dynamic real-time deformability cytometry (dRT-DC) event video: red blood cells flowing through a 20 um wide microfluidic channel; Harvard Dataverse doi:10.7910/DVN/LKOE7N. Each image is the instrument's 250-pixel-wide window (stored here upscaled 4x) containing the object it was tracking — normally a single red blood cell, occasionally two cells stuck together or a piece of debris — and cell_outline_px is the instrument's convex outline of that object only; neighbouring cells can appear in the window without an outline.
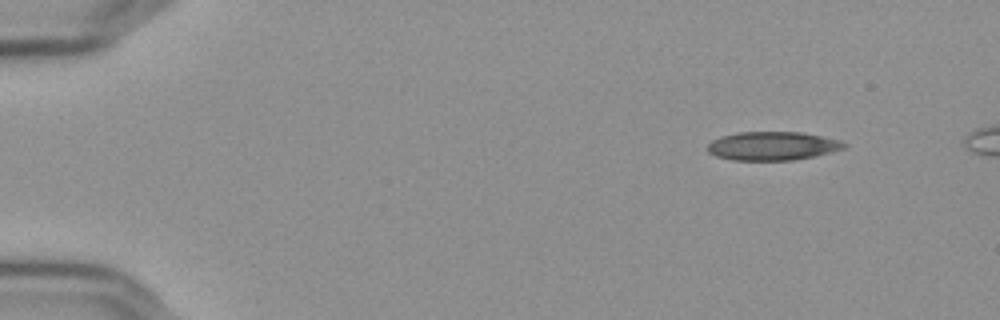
{"species": "Egyptian fruit bat (a non-hibernating species)", "species_latin": "Rousettus aegyptiacus", "temperature_condition": "cold", "stored_images_in_passage": 50, "camera_frame_rate_fps": 3000, "um_per_image_px": 0.085, "frame": {"image": 1, "passage_image": 1, "time_ms": 0.0, "image_size_px": [1000, 320], "cell_outline_px": [[848, 144], [844, 148], [812, 156], [792, 160], [732, 160], [716, 156], [708, 152], [708, 144], [712, 140], [720, 136], [736, 132], [800, 132], [840, 140]], "centroid_in_image_um": [65.61, 12.4], "position_along_channel_um": 19.4, "area_um2": 22.6}}
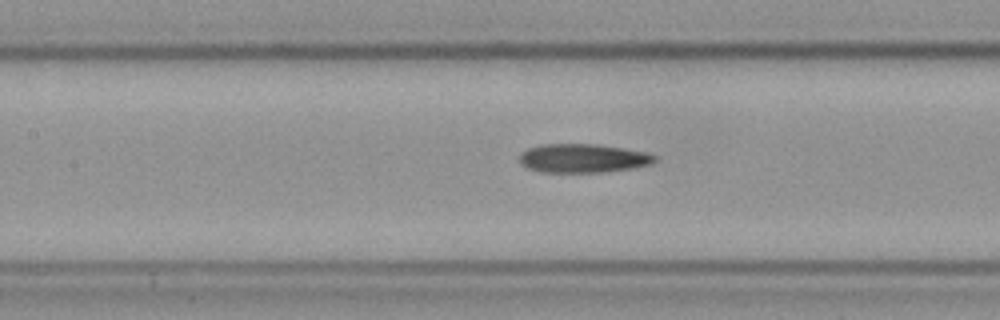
{"frame": {"image": 2, "passage_image": 21, "time_ms": 6.667, "image_size_px": [1000, 320], "cell_outline_px": [[656, 160], [652, 164], [632, 168], [604, 172], [544, 172], [528, 168], [520, 164], [520, 152], [528, 148], [540, 144], [596, 144], [624, 148], [648, 152], [656, 156]], "centroid_in_image_um": [49.56, 13.44], "position_along_channel_um": 157.8, "area_um2": 22.83}}
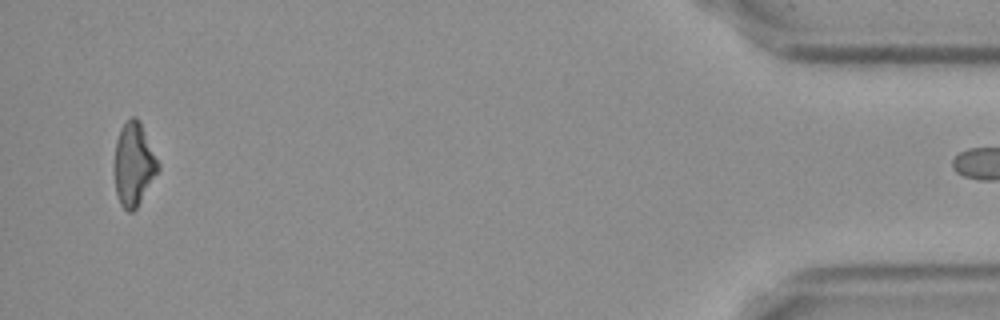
{"frame": {"image": 3, "passage_image": 49, "time_ms": 16.0, "image_size_px": [1000, 320], "cell_outline_px": [[160, 168], [136, 208], [132, 212], [128, 212], [120, 204], [116, 192], [112, 168], [116, 140], [120, 128], [132, 116], [136, 116], [140, 120], [160, 164]], "centroid_in_image_um": [11.34, 13.94], "position_along_channel_um": 423.9, "area_um2": 21.56}}